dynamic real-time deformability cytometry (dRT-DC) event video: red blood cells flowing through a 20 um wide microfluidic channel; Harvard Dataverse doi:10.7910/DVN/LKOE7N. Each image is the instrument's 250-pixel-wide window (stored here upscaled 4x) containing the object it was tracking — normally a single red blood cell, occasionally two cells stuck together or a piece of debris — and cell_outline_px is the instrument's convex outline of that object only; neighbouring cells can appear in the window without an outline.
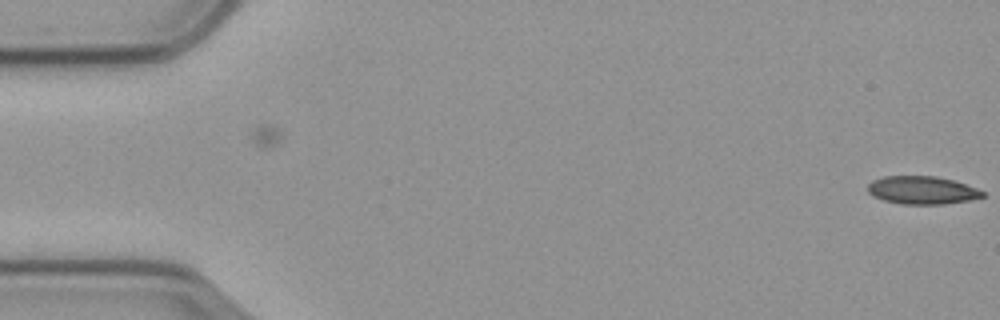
{"species": "common noctule bat (a hibernating species)", "species_latin": "Nyctalus noctula", "temperature_condition": "cold", "stored_images_in_passage": 7, "camera_frame_rate_fps": 3000, "um_per_image_px": 0.085, "animal": {"sex": "male", "body_mass_g": 23.1, "forearm_length_mm": 52.7}, "frame": {"image": 1, "passage_image": 7, "time_ms": 2.0, "image_size_px": [1000, 320], "cell_outline_px": [[984, 196], [968, 200], [944, 204], [904, 204], [884, 200], [872, 196], [868, 192], [868, 184], [872, 180], [884, 176], [936, 176], [952, 180], [976, 188], [984, 192]], "centroid_in_image_um": [78.34, 16.16], "position_along_channel_um": 6.7, "area_um2": 18.55}}